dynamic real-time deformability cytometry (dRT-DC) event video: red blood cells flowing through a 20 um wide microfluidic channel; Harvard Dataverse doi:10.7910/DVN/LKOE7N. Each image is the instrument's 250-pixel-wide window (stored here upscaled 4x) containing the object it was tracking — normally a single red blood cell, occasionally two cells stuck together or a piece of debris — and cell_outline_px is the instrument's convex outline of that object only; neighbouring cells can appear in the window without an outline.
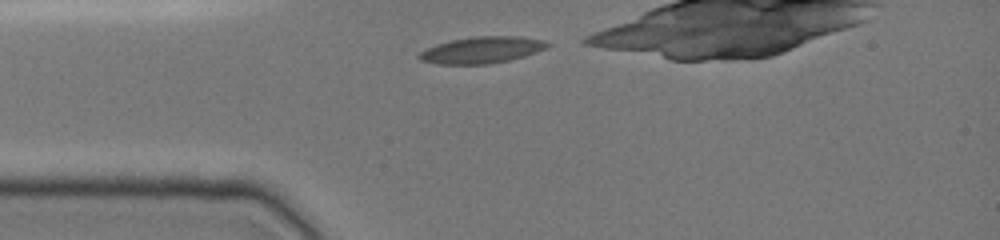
{"species": "common noctule bat (a hibernating species)", "species_latin": "Nyctalus noctula", "temperature_condition": "cold", "stored_images_in_passage": 30, "camera_frame_rate_fps": 3000, "um_per_image_px": 0.085, "animal": {"sex": "female", "body_mass_g": 19.0, "forearm_length_mm": 51.5}, "frame": {"image": 1, "passage_image": 1, "time_ms": 0.0, "image_size_px": [1000, 240], "cell_outline_px": [[552, 44], [536, 52], [524, 56], [492, 64], [436, 64], [420, 60], [416, 56], [424, 48], [436, 44], [452, 40], [476, 36], [520, 36], [544, 40]], "centroid_in_image_um": [40.92, 4.25], "position_along_channel_um": 44.1, "area_um2": 19.94}}
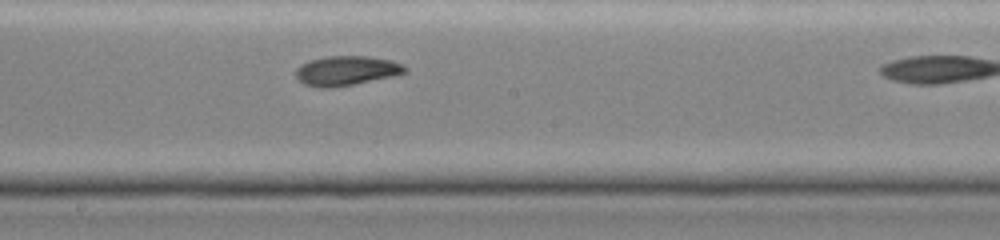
{"frame": {"image": 2, "passage_image": 15, "time_ms": 4.667, "image_size_px": [1000, 240], "cell_outline_px": [[408, 72], [392, 76], [332, 88], [320, 88], [304, 84], [296, 76], [296, 68], [300, 64], [312, 60], [328, 56], [368, 56], [392, 60], [408, 68]], "centroid_in_image_um": [29.44, 6.0], "position_along_channel_um": 218.8, "area_um2": 18.67}}
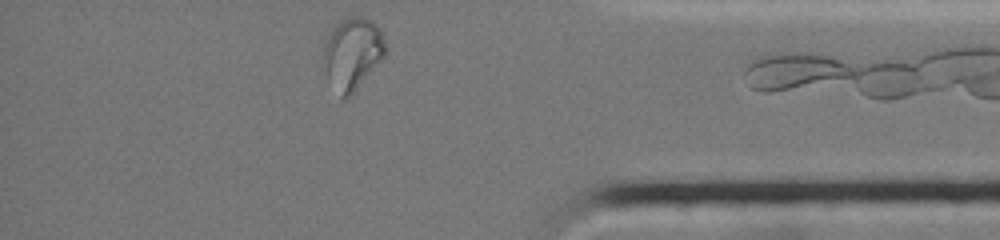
{"frame": {"image": 3, "passage_image": 30, "time_ms": 9.667, "image_size_px": [1000, 240], "cell_outline_px": [[388, 48], [384, 56], [356, 88], [344, 100], [340, 96], [328, 76], [324, 56], [324, 44], [328, 36], [336, 24], [348, 16], [360, 16], [372, 20], [380, 28]], "centroid_in_image_um": [30.0, 4.47], "position_along_channel_um": 405.2, "area_um2": 25.26}, "authors_computed_cell_mechanics": {"area_um2": 18.9584, "velocity_mm_per_s": 3.9938, "shape_relaxation_time_tau1_ms": null, "shape_relaxation_time_tau2_ms": 2.2251, "deformation_change_tau1": null, "deformation_change_tau2": 0.0602}}